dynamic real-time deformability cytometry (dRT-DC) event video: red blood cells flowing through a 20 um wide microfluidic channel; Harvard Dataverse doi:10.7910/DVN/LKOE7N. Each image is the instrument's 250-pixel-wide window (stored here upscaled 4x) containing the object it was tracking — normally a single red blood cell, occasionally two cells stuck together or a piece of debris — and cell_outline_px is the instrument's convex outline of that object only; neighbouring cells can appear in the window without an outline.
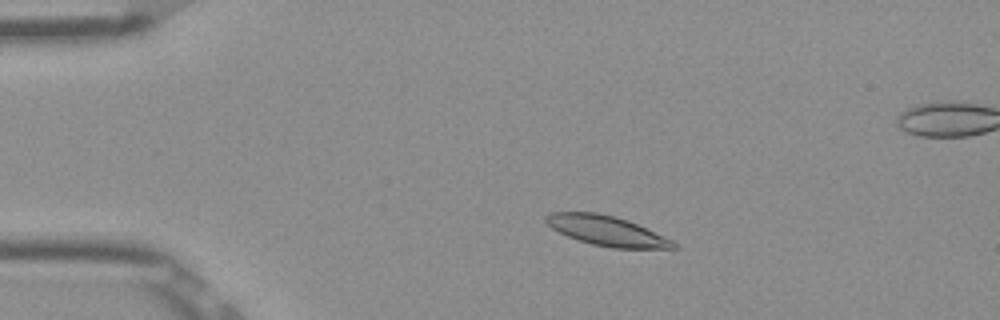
{"species": "Egyptian fruit bat (a non-hibernating species)", "species_latin": "Rousettus aegyptiacus", "temperature_condition": "room temperature", "stored_images_in_passage": 50, "segment_of_instrument_passage": [1, 2], "camera_frame_rate_fps": 3000, "um_per_image_px": 0.085, "frame": {"image": 1, "passage_image": 7, "time_ms": 2.0, "image_size_px": [1000, 320], "cell_outline_px": [[680, 248], [612, 248], [592, 244], [568, 236], [552, 228], [544, 220], [544, 216], [552, 212], [596, 212], [616, 216], [628, 220], [672, 240]], "centroid_in_image_um": [51.56, 19.6], "position_along_channel_um": 33.4, "area_um2": 21.96}}
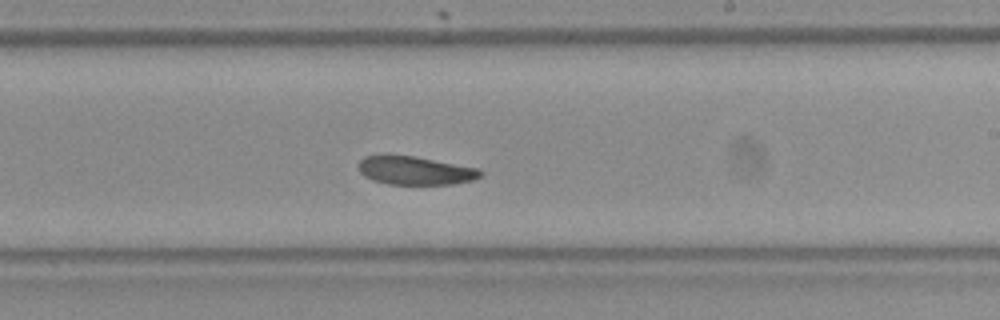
{"frame": {"image": 2, "passage_image": 28, "time_ms": 9.0, "image_size_px": [1000, 320], "cell_outline_px": [[484, 172], [480, 176], [472, 180], [452, 184], [388, 184], [372, 180], [364, 176], [360, 172], [360, 160], [364, 156], [384, 152], [388, 152], [416, 156], [480, 168]], "centroid_in_image_um": [35.25, 14.45], "position_along_channel_um": 253.7, "area_um2": 20.87}}
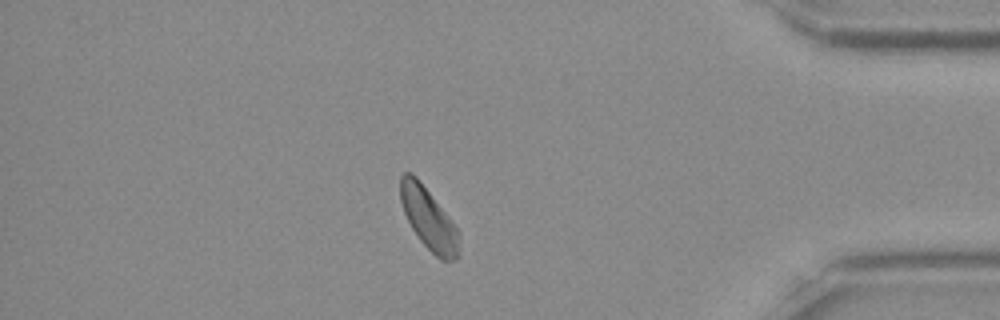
{"frame": {"image": 3, "passage_image": 42, "time_ms": 13.667, "image_size_px": [1000, 320], "cell_outline_px": [[460, 256], [456, 260], [440, 260], [420, 240], [412, 228], [404, 212], [400, 200], [400, 176], [404, 172], [412, 172], [416, 176], [452, 220], [460, 232]], "centroid_in_image_um": [36.47, 18.61], "position_along_channel_um": 398.7, "area_um2": 21.27}}